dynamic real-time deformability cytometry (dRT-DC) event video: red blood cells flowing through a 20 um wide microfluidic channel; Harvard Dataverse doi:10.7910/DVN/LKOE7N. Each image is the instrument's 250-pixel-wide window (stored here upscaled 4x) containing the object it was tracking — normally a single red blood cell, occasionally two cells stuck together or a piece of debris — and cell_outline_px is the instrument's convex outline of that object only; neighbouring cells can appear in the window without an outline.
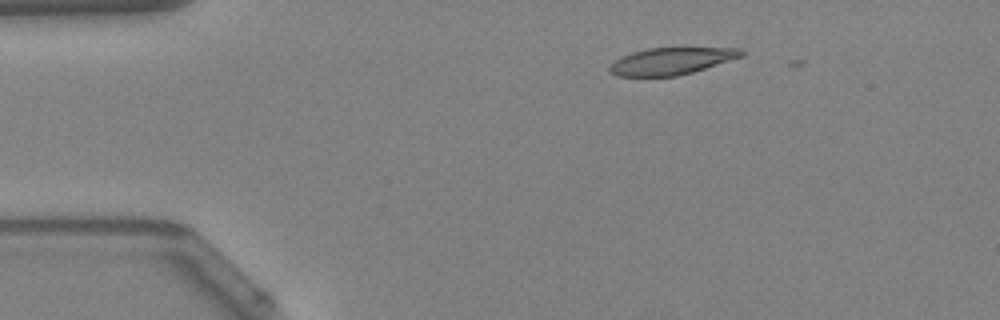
{"species": "Egyptian fruit bat (a non-hibernating species)", "species_latin": "Rousettus aegyptiacus", "temperature_condition": "warm", "stored_images_in_passage": 2, "camera_frame_rate_fps": 3000, "um_per_image_px": 0.085, "animal": {"sex": "female"}, "frame": {"image": 1, "passage_image": 1, "time_ms": 0.0, "image_size_px": [1000, 320], "cell_outline_px": [[744, 56], [692, 72], [676, 76], [616, 76], [608, 72], [608, 68], [616, 60], [632, 52], [648, 48], [740, 48], [744, 52]], "centroid_in_image_um": [57.06, 5.19], "position_along_channel_um": 27.9, "area_um2": 20.52}}